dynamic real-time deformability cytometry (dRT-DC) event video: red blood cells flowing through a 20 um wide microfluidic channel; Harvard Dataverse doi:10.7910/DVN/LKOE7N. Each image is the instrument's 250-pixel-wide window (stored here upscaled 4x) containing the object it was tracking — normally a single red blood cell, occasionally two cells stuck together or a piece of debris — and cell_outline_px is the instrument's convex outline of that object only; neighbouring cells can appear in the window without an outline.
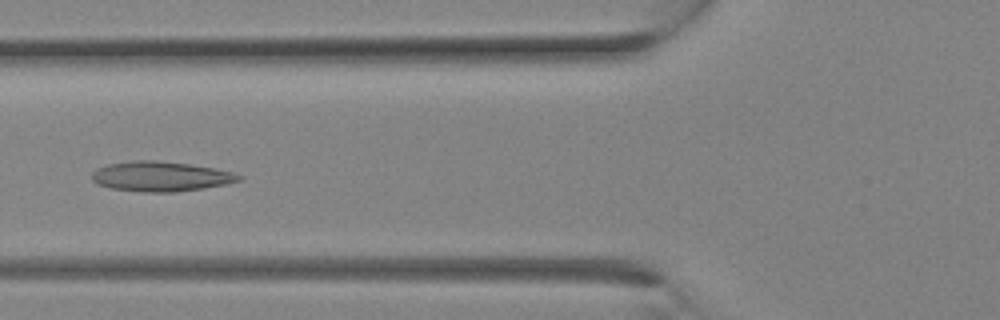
{"species": "Egyptian fruit bat (a non-hibernating species)", "species_latin": "Rousettus aegyptiacus", "temperature_condition": "room temperature", "stored_images_in_passage": 18, "camera_frame_rate_fps": 3000, "um_per_image_px": 0.085, "animal": {"sex": "female"}, "frame": {"image": 1, "passage_image": 10, "time_ms": 3.0, "image_size_px": [1000, 320], "cell_outline_px": [[244, 176], [240, 180], [224, 184], [204, 188], [176, 192], [144, 192], [112, 188], [96, 184], [92, 180], [92, 172], [96, 168], [108, 164], [132, 160], [156, 160], [188, 164], [212, 168], [232, 172]], "centroid_in_image_um": [13.62, 14.99], "position_along_channel_um": 112.2, "area_um2": 25.55}}
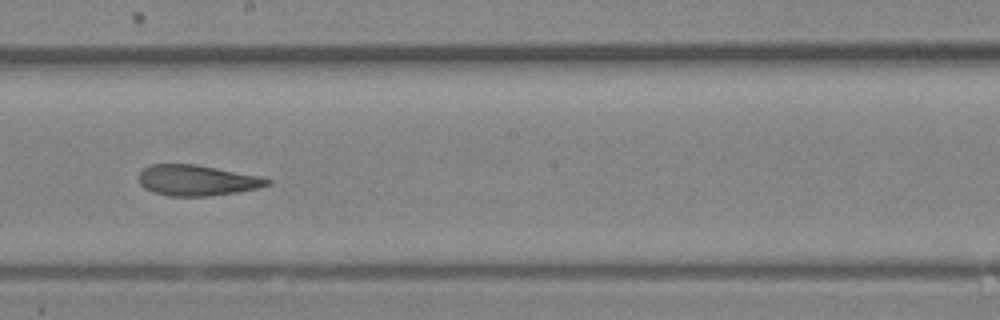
{"frame": {"image": 2, "passage_image": 15, "time_ms": 4.667, "image_size_px": [1000, 320], "cell_outline_px": [[272, 184], [240, 192], [208, 196], [168, 196], [152, 192], [144, 188], [140, 184], [140, 172], [148, 164], [196, 164], [260, 176], [272, 180]], "centroid_in_image_um": [16.75, 15.33], "position_along_channel_um": 231.5, "area_um2": 23.12}}
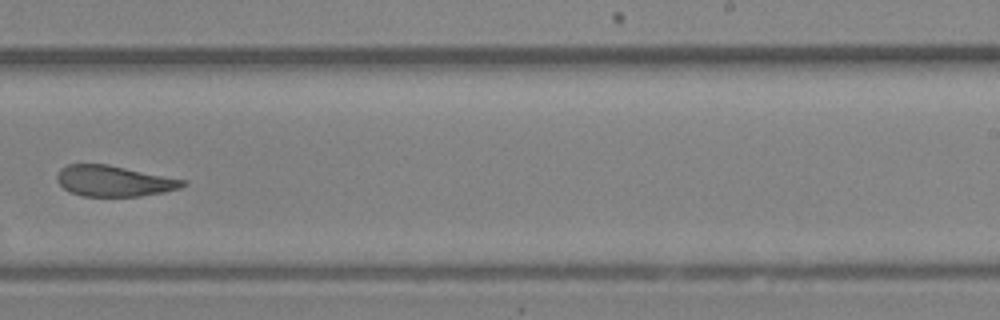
{"frame": {"image": 3, "passage_image": 17, "time_ms": 5.333, "image_size_px": [1000, 320], "cell_outline_px": [[188, 184], [180, 188], [164, 192], [140, 196], [84, 196], [68, 192], [56, 180], [56, 176], [60, 168], [68, 164], [108, 164], [188, 180]], "centroid_in_image_um": [9.7, 15.38], "position_along_channel_um": 279.3, "area_um2": 22.83}}